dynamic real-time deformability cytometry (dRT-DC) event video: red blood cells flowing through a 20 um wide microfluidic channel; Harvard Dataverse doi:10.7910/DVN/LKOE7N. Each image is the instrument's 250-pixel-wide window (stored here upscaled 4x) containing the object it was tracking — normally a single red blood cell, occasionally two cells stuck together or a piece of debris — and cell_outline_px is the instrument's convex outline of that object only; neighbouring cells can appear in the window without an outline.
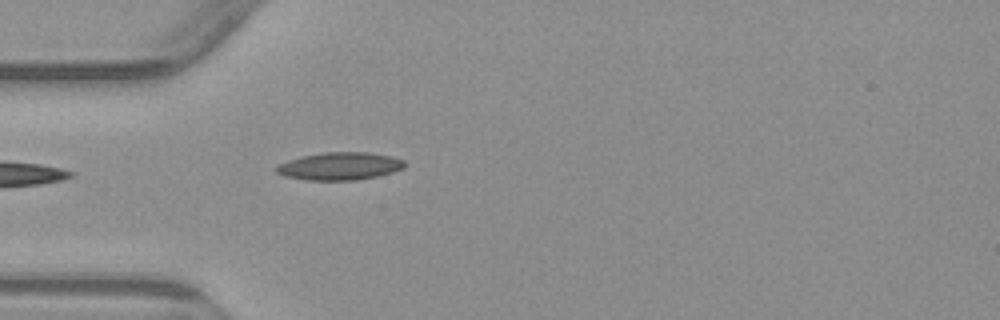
{"species": "common noctule bat (a hibernating species)", "species_latin": "Nyctalus noctula", "temperature_condition": "warm", "stored_images_in_passage": 4, "camera_frame_rate_fps": 3000, "um_per_image_px": 0.085, "animal": {"sex": "male", "body_mass_g": 23.1, "forearm_length_mm": 52.7}, "frame": {"image": 1, "passage_image": 4, "time_ms": 5.0, "image_size_px": [1000, 320], "cell_outline_px": [[404, 168], [380, 176], [356, 180], [308, 180], [284, 176], [276, 172], [276, 168], [280, 164], [288, 160], [300, 156], [324, 152], [368, 152], [392, 156], [404, 160]], "centroid_in_image_um": [28.9, 14.12], "position_along_channel_um": 56.1, "area_um2": 20.75}}